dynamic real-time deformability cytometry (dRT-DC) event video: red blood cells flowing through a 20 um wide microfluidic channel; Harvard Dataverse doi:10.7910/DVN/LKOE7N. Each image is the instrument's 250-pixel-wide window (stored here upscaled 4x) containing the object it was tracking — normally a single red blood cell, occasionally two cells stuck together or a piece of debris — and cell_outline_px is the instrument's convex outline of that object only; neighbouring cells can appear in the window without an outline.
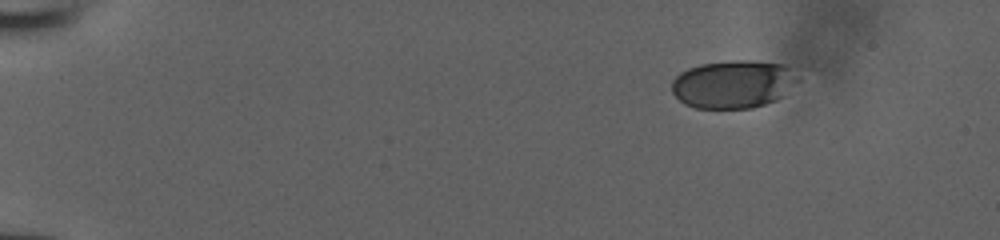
{"species": "human", "species_latin": "Homo sapiens", "temperature_condition": "room temperature", "stored_images_in_passage": 46, "camera_frame_rate_fps": 3000, "um_per_image_px": 0.085, "donor": {"sex": "male"}, "frame": {"image": 1, "passage_image": 1, "time_ms": 0.0, "image_size_px": [1000, 240], "cell_outline_px": [[800, 80], [784, 96], [776, 100], [752, 108], [696, 108], [684, 104], [672, 92], [672, 80], [680, 72], [688, 68], [700, 64], [732, 60], [748, 60], [784, 64]], "centroid_in_image_um": [62.32, 7.15], "position_along_channel_um": 22.7, "area_um2": 35.37}}
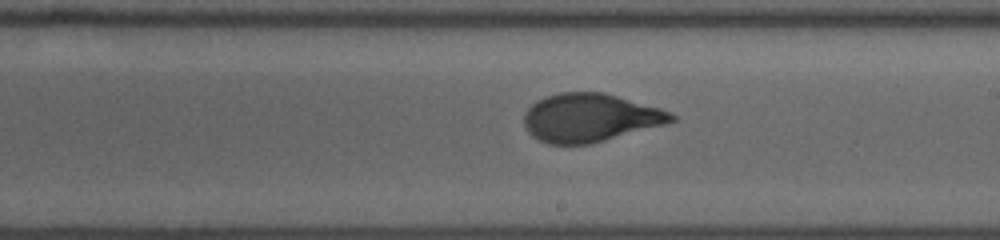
{"frame": {"image": 2, "passage_image": 26, "time_ms": 8.333, "image_size_px": [1000, 240], "cell_outline_px": [[676, 120], [664, 124], [604, 140], [588, 144], [548, 144], [532, 136], [528, 132], [524, 124], [524, 112], [536, 100], [560, 92], [604, 92], [660, 108], [672, 112], [676, 116]], "centroid_in_image_um": [50.13, 9.99], "position_along_channel_um": 238.9, "area_um2": 41.21}}
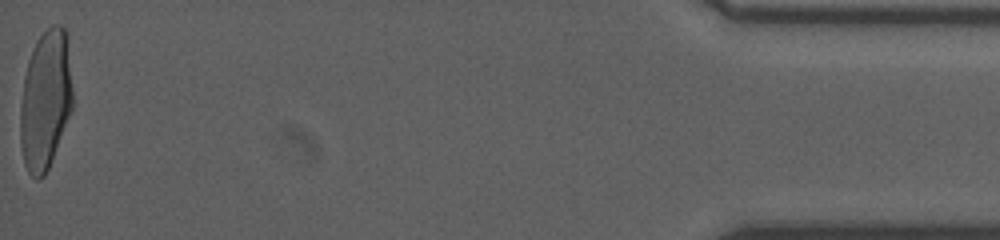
{"frame": {"image": 3, "passage_image": 46, "time_ms": 15.0, "image_size_px": [1000, 240], "cell_outline_px": [[72, 112], [48, 168], [44, 176], [40, 180], [36, 180], [28, 172], [24, 164], [20, 144], [20, 108], [24, 76], [28, 60], [32, 48], [36, 40], [52, 24], [60, 24], [68, 32], [72, 88]], "centroid_in_image_um": [3.87, 8.48], "position_along_channel_um": 431.3, "area_um2": 43.18}}